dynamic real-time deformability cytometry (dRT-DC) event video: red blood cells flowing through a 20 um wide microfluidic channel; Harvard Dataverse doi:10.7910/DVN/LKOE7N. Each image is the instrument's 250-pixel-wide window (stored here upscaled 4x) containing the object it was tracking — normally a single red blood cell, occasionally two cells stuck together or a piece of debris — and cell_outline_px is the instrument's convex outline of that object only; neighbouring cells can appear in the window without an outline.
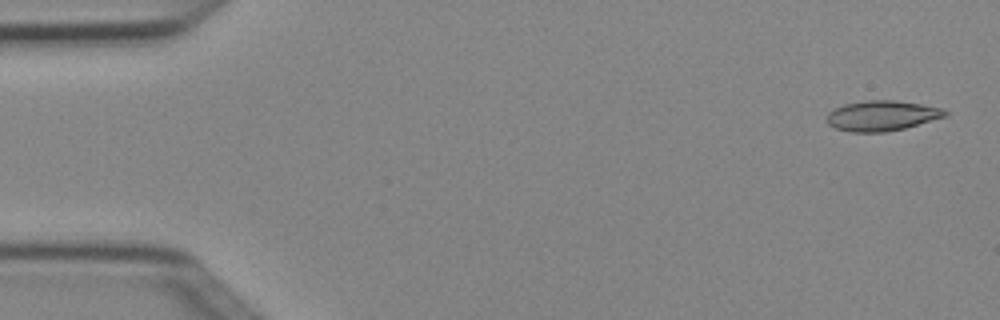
{"species": "Egyptian fruit bat (a non-hibernating species)", "species_latin": "Rousettus aegyptiacus", "temperature_condition": "cold", "stored_images_in_passage": 5, "camera_frame_rate_fps": 3000, "um_per_image_px": 0.085, "animal": {"sex": "female"}, "frame": {"image": 1, "passage_image": 1, "time_ms": 0.0, "image_size_px": [1000, 320], "cell_outline_px": [[948, 116], [904, 128], [884, 132], [848, 132], [836, 128], [828, 124], [828, 112], [844, 104], [868, 100], [896, 100], [944, 108], [948, 112]], "centroid_in_image_um": [74.99, 9.83], "position_along_channel_um": 10.0, "area_um2": 20.81}}
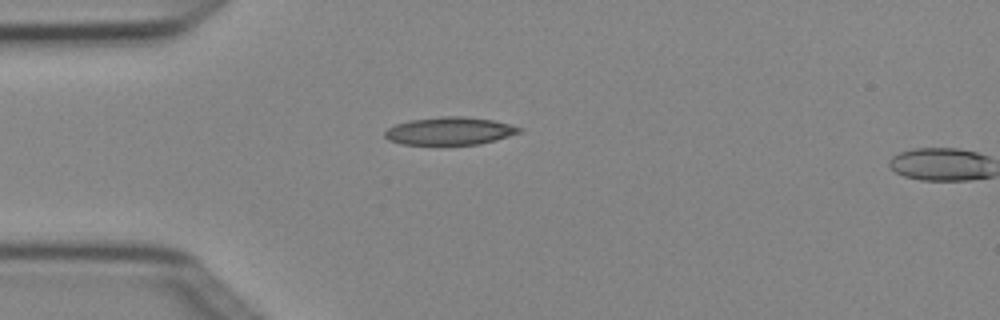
{"frame": {"image": 2, "passage_image": 4, "time_ms": 1.0, "image_size_px": [1000, 320], "cell_outline_px": [[520, 132], [496, 140], [480, 144], [400, 144], [388, 140], [384, 136], [384, 132], [388, 128], [396, 124], [408, 120], [440, 116], [468, 116], [492, 120], [508, 124], [520, 128]], "centroid_in_image_um": [38.17, 11.12], "position_along_channel_um": 46.8, "area_um2": 21.68}}